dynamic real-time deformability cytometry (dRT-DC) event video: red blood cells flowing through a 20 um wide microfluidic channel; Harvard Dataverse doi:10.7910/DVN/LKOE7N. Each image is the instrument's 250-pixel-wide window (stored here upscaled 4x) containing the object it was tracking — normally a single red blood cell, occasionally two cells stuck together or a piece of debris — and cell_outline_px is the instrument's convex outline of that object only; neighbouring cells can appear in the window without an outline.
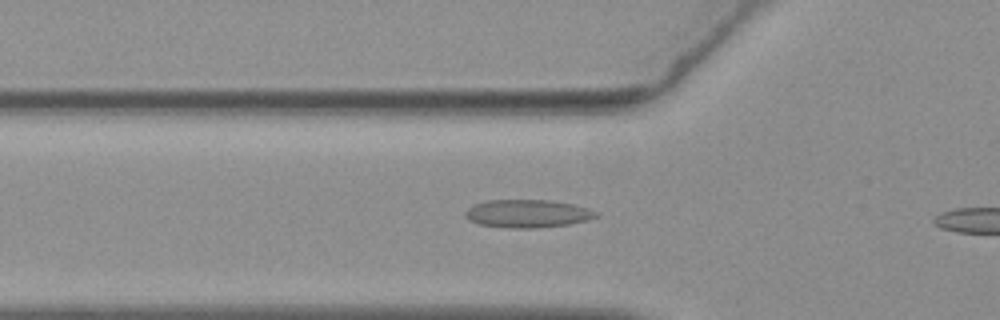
{"species": "common noctule bat (a hibernating species)", "species_latin": "Nyctalus noctula", "temperature_condition": "warm", "stored_images_in_passage": 6, "camera_frame_rate_fps": 3000, "um_per_image_px": 0.085, "animal": {"sex": "female", "body_mass_g": 19.3, "forearm_length_mm": 54.1}, "frame": {"image": 1, "passage_image": 4, "time_ms": 1.0, "image_size_px": [1000, 320], "cell_outline_px": [[600, 216], [588, 220], [568, 224], [536, 228], [508, 228], [480, 224], [468, 220], [464, 212], [472, 204], [488, 200], [548, 200], [572, 204], [588, 208], [596, 212]], "centroid_in_image_um": [44.82, 18.15], "position_along_channel_um": 81.0, "area_um2": 21.33}}